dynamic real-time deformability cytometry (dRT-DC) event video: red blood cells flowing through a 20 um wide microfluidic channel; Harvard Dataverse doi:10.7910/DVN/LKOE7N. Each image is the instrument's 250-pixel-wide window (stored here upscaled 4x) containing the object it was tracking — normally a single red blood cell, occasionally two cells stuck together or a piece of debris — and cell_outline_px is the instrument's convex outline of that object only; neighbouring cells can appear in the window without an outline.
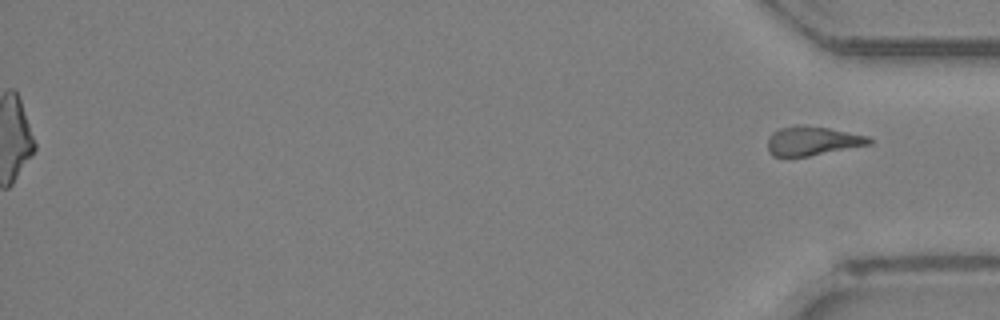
{"species": "Egyptian fruit bat (a non-hibernating species)", "species_latin": "Rousettus aegyptiacus", "temperature_condition": "room temperature", "stored_images_in_passage": 35, "segment_of_instrument_passage": [2, 2], "camera_frame_rate_fps": 3000, "um_per_image_px": 0.085, "animal": {"sex": "female"}, "frame": {"image": 1, "passage_image": 35, "time_ms": 11.333, "image_size_px": [1000, 320], "cell_outline_px": [[872, 144], [808, 156], [772, 156], [768, 152], [768, 136], [772, 132], [780, 128], [796, 124], [800, 124], [828, 128], [868, 136], [872, 140]], "centroid_in_image_um": [69.03, 11.97], "position_along_channel_um": 366.2, "area_um2": 17.22}}